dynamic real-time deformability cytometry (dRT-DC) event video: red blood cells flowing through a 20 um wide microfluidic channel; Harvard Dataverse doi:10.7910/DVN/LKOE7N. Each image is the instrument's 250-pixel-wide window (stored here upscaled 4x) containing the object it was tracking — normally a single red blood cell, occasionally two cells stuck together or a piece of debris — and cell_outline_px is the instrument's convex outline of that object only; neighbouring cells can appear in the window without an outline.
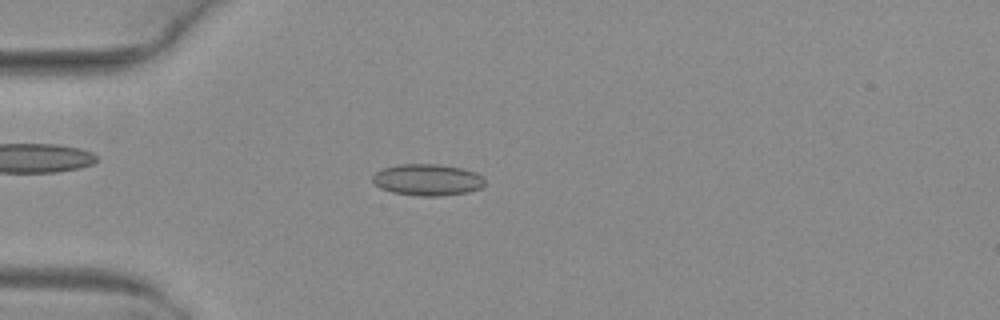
{"species": "common noctule bat (a hibernating species)", "species_latin": "Nyctalus noctula", "temperature_condition": "warm", "stored_images_in_passage": 3, "camera_frame_rate_fps": 3000, "um_per_image_px": 0.085, "animal": {"sex": "female", "body_mass_g": 29.2, "forearm_length_mm": 56.3}, "frame": {"image": 1, "passage_image": 3, "time_ms": 0.667, "image_size_px": [1000, 320], "cell_outline_px": [[484, 184], [480, 188], [468, 192], [440, 196], [420, 196], [392, 192], [380, 188], [372, 180], [372, 176], [376, 172], [384, 168], [396, 164], [436, 164], [464, 168], [476, 172], [484, 176]], "centroid_in_image_um": [36.35, 15.28], "position_along_channel_um": 48.6, "area_um2": 20.75}}